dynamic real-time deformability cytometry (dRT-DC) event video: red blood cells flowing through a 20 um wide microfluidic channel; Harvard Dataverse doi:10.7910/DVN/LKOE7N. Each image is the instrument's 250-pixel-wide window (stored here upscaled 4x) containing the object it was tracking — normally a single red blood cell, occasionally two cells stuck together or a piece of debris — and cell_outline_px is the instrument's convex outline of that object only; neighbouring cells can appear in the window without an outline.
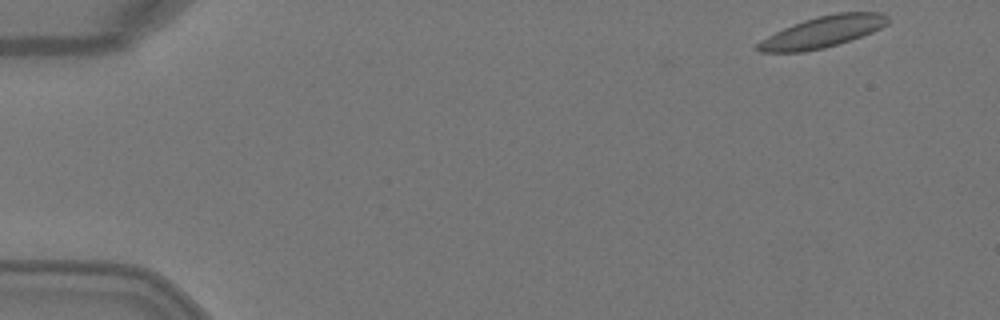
{"species": "Egyptian fruit bat (a non-hibernating species)", "species_latin": "Rousettus aegyptiacus", "temperature_condition": "warm", "stored_images_in_passage": 5, "camera_frame_rate_fps": 3000, "um_per_image_px": 0.085, "animal": {"sex": "female"}, "frame": {"image": 1, "passage_image": 1, "time_ms": 0.0, "image_size_px": [1000, 320], "cell_outline_px": [[892, 20], [888, 24], [872, 32], [824, 48], [804, 52], [760, 52], [756, 48], [756, 44], [760, 40], [784, 28], [804, 20], [816, 16], [836, 12], [880, 12], [888, 16]], "centroid_in_image_um": [69.94, 2.7], "position_along_channel_um": 15.1, "area_um2": 23.64}}
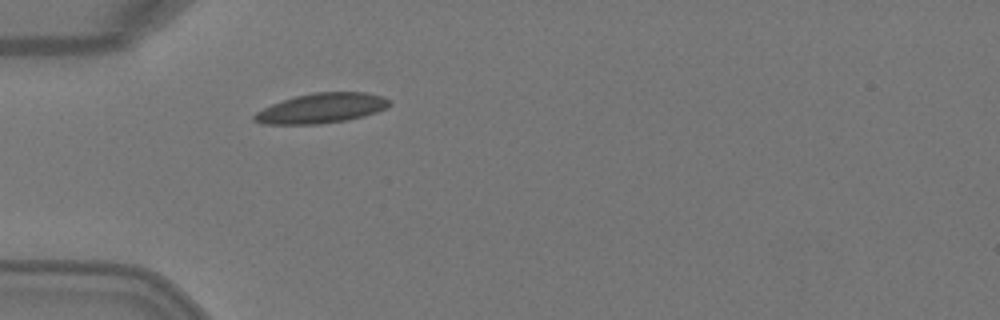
{"frame": {"image": 2, "passage_image": 4, "time_ms": 1.0, "image_size_px": [1000, 320], "cell_outline_px": [[392, 104], [388, 108], [364, 116], [348, 120], [320, 124], [260, 124], [252, 120], [252, 116], [256, 112], [272, 104], [296, 96], [316, 92], [364, 92], [384, 96]], "centroid_in_image_um": [27.34, 9.21], "position_along_channel_um": 57.7, "area_um2": 23.64}}